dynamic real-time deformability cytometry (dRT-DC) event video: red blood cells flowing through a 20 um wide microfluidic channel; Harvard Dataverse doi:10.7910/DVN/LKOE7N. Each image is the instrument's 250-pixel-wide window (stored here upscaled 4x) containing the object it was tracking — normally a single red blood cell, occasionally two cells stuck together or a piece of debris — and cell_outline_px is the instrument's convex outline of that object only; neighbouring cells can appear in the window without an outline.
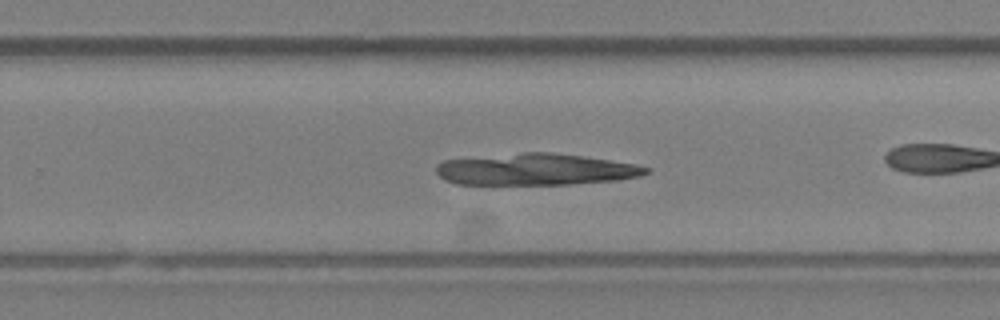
{"species": "Egyptian fruit bat (a non-hibernating species)", "species_latin": "Rousettus aegyptiacus", "temperature_condition": "room temperature", "stored_images_in_passage": 37, "camera_frame_rate_fps": 3000, "um_per_image_px": 0.085, "animal": {"sex": "female"}, "frame": {"image": 1, "passage_image": 22, "time_ms": 7.0, "image_size_px": [1000, 320], "cell_outline_px": [[652, 168], [648, 172], [640, 176], [616, 180], [568, 184], [456, 184], [444, 180], [436, 172], [436, 164], [444, 160], [524, 152], [552, 152], [584, 156], [636, 164]], "centroid_in_image_um": [45.53, 14.39], "position_along_channel_um": 284.3, "area_um2": 38.61}}